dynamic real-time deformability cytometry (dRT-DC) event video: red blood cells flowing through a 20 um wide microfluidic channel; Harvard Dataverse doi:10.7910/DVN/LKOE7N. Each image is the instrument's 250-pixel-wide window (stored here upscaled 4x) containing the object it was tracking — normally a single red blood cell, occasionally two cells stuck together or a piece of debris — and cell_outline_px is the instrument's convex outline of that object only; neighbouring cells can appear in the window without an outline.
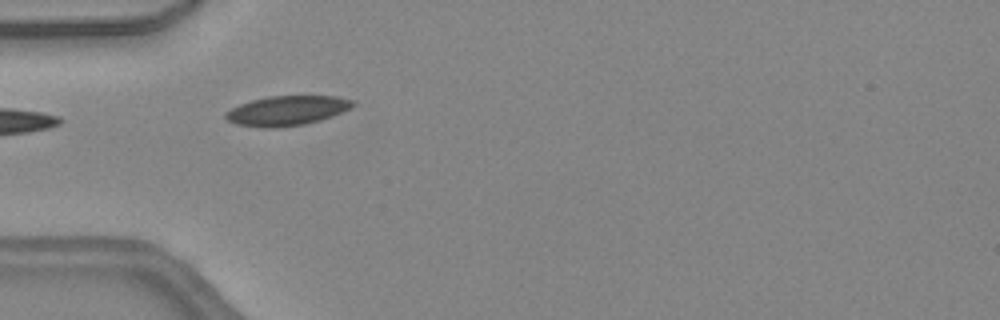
{"species": "common noctule bat (a hibernating species)", "species_latin": "Nyctalus noctula", "temperature_condition": "warm", "stored_images_in_passage": 11, "camera_frame_rate_fps": 3000, "um_per_image_px": 0.085, "animal": {"sex": "female", "body_mass_g": 24.6, "forearm_length_mm": 56.2}, "frame": {"image": 1, "passage_image": 1, "time_ms": 0.0, "image_size_px": [1000, 320], "cell_outline_px": [[356, 104], [332, 116], [320, 120], [304, 124], [276, 128], [264, 128], [236, 124], [228, 120], [224, 116], [224, 112], [240, 104], [252, 100], [268, 96], [336, 96], [352, 100]], "centroid_in_image_um": [24.35, 9.41], "position_along_channel_um": 60.6, "area_um2": 21.85}}